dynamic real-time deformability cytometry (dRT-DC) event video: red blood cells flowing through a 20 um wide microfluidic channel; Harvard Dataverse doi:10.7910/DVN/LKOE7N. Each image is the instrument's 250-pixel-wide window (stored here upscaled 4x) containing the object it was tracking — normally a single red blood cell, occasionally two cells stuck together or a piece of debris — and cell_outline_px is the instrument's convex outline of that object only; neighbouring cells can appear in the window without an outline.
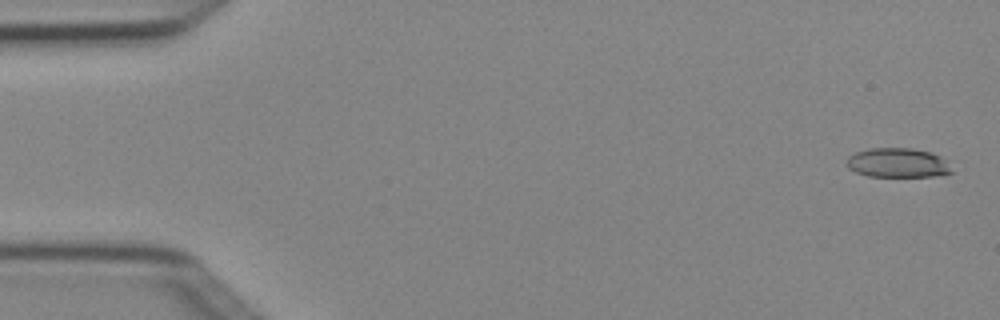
{"species": "Egyptian fruit bat (a non-hibernating species)", "species_latin": "Rousettus aegyptiacus", "temperature_condition": "cold", "stored_images_in_passage": 4, "camera_frame_rate_fps": 3000, "um_per_image_px": 0.085, "animal": {"sex": "female"}, "frame": {"image": 1, "passage_image": 1, "time_ms": 0.0, "image_size_px": [1000, 320], "cell_outline_px": [[952, 172], [936, 176], [868, 176], [856, 172], [848, 168], [848, 156], [856, 152], [868, 148], [912, 148], [928, 152], [940, 156], [944, 160]], "centroid_in_image_um": [76.26, 13.83], "position_along_channel_um": 8.7, "area_um2": 17.69}}
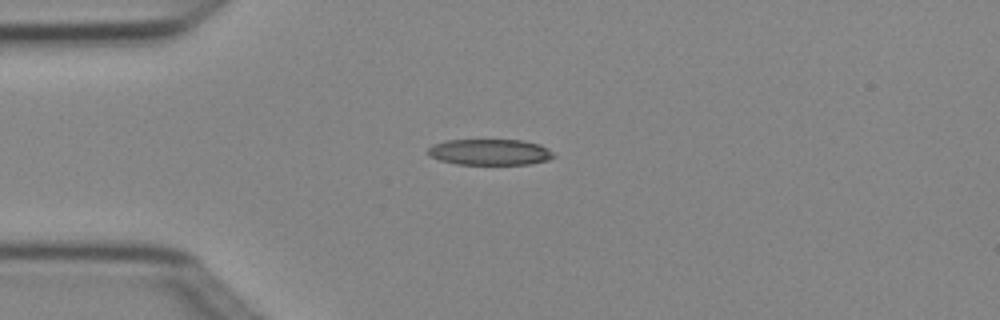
{"frame": {"image": 2, "passage_image": 4, "time_ms": 1.0, "image_size_px": [1000, 320], "cell_outline_px": [[556, 156], [548, 160], [528, 164], [456, 164], [440, 160], [428, 156], [428, 148], [432, 144], [444, 140], [524, 140], [540, 144], [548, 148]], "centroid_in_image_um": [41.63, 12.92], "position_along_channel_um": 43.4, "area_um2": 19.19}}